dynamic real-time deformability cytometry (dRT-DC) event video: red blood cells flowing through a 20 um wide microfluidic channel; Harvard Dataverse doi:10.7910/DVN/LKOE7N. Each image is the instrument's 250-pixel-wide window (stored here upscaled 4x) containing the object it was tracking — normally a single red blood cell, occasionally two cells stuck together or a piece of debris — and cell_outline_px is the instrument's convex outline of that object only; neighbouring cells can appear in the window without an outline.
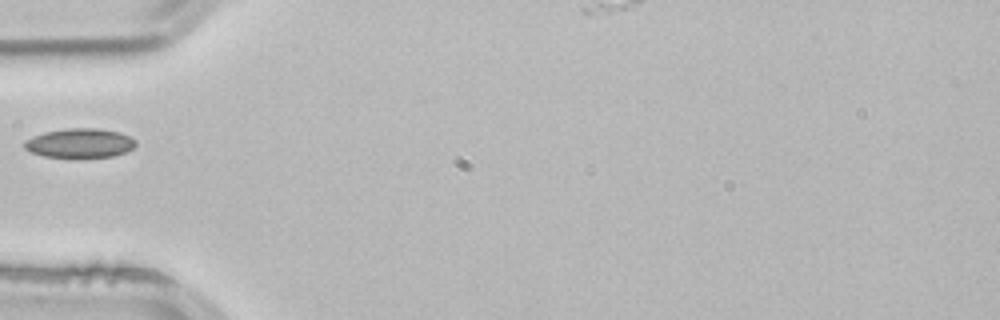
{"species": "common noctule bat (a hibernating species)", "species_latin": "Nyctalus noctula", "temperature_condition": "room temperature", "stored_images_in_passage": 3, "camera_frame_rate_fps": 3000, "um_per_image_px": 0.085, "animal": {"sex": "male", "body_mass_g": 21.5, "forearm_length_mm": 52.0}, "frame": {"image": 1, "passage_image": 2, "time_ms": 0.333, "image_size_px": [1000, 320], "cell_outline_px": [[136, 144], [132, 148], [124, 152], [112, 156], [76, 160], [44, 156], [32, 152], [24, 148], [24, 140], [32, 136], [44, 132], [68, 128], [96, 128], [120, 132], [136, 140]], "centroid_in_image_um": [6.75, 12.2], "position_along_channel_um": 78.2, "area_um2": 19.59}}